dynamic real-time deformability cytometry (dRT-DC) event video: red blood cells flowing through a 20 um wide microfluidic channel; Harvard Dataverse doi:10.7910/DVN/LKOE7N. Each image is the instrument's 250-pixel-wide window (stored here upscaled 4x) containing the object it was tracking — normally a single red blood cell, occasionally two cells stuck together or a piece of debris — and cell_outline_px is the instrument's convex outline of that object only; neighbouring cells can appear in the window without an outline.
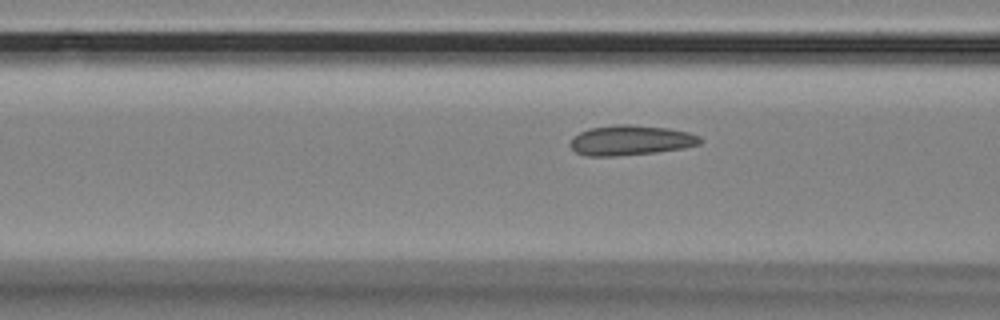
{"species": "Egyptian fruit bat (a non-hibernating species)", "species_latin": "Rousettus aegyptiacus", "temperature_condition": "room temperature", "stored_images_in_passage": 55, "camera_frame_rate_fps": 3000, "um_per_image_px": 0.085, "animal": {"sex": "female"}, "frame": {"image": 1, "passage_image": 22, "time_ms": 7.0, "image_size_px": [1000, 320], "cell_outline_px": [[704, 140], [700, 144], [680, 148], [656, 152], [612, 156], [588, 156], [576, 152], [568, 144], [580, 132], [588, 128], [616, 124], [628, 124], [668, 128], [688, 132], [700, 136]], "centroid_in_image_um": [53.61, 11.91], "position_along_channel_um": 113.0, "area_um2": 22.6}}
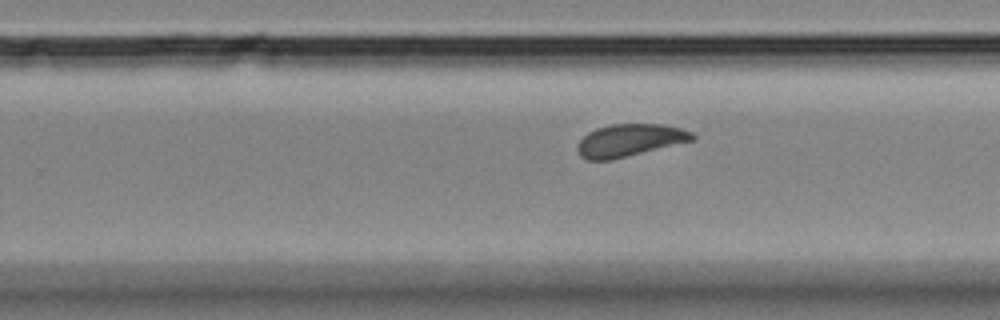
{"frame": {"image": 2, "passage_image": 36, "time_ms": 11.667, "image_size_px": [1000, 320], "cell_outline_px": [[696, 140], [612, 160], [588, 160], [580, 156], [576, 148], [580, 140], [588, 132], [596, 128], [612, 124], [664, 124], [680, 128], [692, 132], [696, 136]], "centroid_in_image_um": [53.54, 11.93], "position_along_channel_um": 276.3, "area_um2": 21.91}}
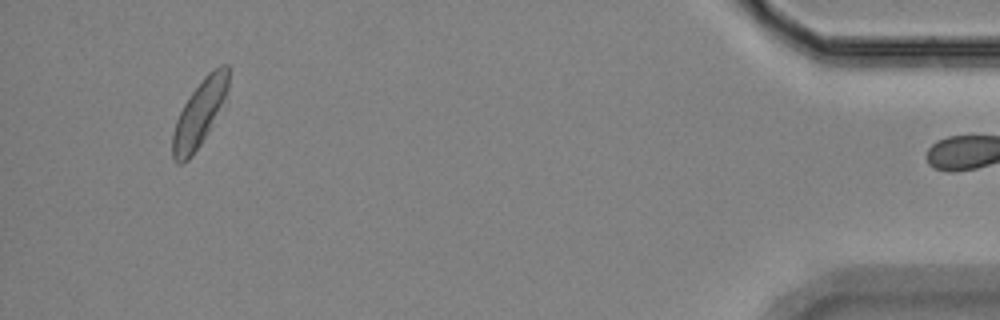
{"frame": {"image": 3, "passage_image": 54, "time_ms": 17.667, "image_size_px": [1000, 320], "cell_outline_px": [[228, 100], [208, 132], [192, 156], [188, 160], [180, 164], [172, 156], [172, 132], [176, 120], [184, 104], [192, 92], [204, 76], [212, 68], [220, 64], [228, 64]], "centroid_in_image_um": [17.0, 9.6], "position_along_channel_um": 418.2, "area_um2": 21.85}}